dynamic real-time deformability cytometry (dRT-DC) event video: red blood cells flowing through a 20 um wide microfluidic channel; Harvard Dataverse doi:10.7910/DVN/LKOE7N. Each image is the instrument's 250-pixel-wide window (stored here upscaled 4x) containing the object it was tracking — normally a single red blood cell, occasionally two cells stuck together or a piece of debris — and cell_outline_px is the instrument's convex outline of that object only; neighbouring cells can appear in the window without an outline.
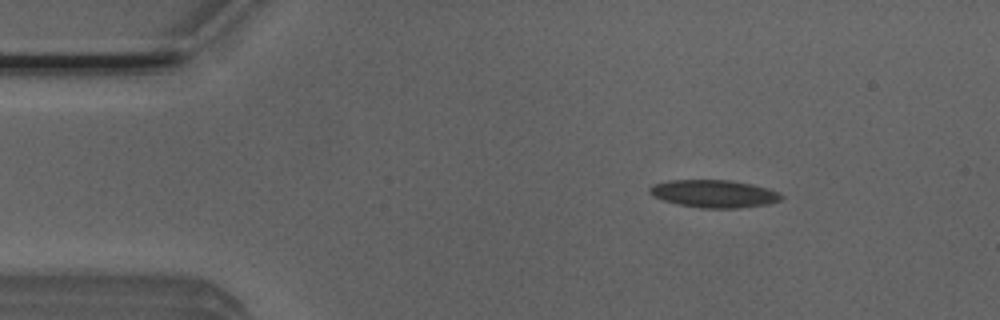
{"species": "Egyptian fruit bat (a non-hibernating species)", "species_latin": "Rousettus aegyptiacus", "temperature_condition": "room temperature", "stored_images_in_passage": 3, "camera_frame_rate_fps": 3000, "um_per_image_px": 0.085, "animal": {"sex": "male"}, "frame": {"image": 1, "passage_image": 1, "time_ms": 0.0, "image_size_px": [1000, 320], "cell_outline_px": [[784, 196], [780, 200], [768, 204], [740, 208], [700, 208], [676, 204], [652, 196], [648, 192], [648, 188], [652, 184], [668, 180], [732, 180], [752, 184], [768, 188], [780, 192]], "centroid_in_image_um": [60.68, 16.46], "position_along_channel_um": 24.3, "area_um2": 21.5}}